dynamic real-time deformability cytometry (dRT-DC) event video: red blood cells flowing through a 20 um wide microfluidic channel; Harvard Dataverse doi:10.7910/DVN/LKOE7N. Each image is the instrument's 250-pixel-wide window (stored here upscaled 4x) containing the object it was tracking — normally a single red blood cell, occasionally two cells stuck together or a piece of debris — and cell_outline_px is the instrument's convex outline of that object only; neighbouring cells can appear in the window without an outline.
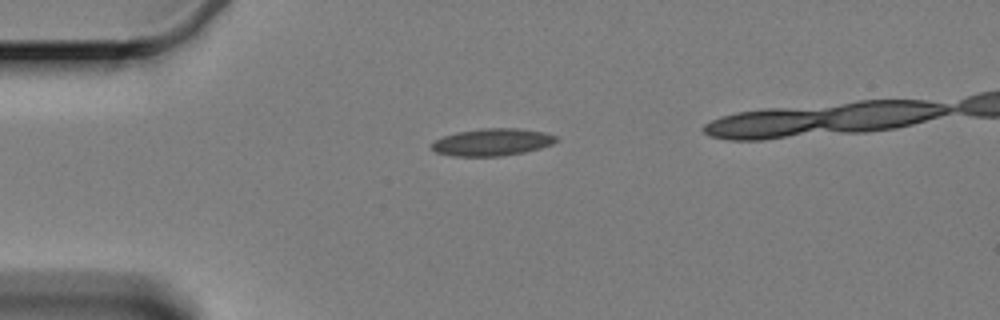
{"species": "Egyptian fruit bat (a non-hibernating species)", "species_latin": "Rousettus aegyptiacus", "temperature_condition": "cold", "stored_images_in_passage": 9, "camera_frame_rate_fps": 3000, "um_per_image_px": 0.085, "animal": {"sex": "female"}, "frame": {"image": 1, "passage_image": 7, "time_ms": 2.0, "image_size_px": [1000, 320], "cell_outline_px": [[824, 124], [792, 132], [772, 136], [732, 136], [760, 112], [800, 112], [820, 120]], "centroid_in_image_um": [66.08, 10.54], "position_along_channel_um": 18.9, "area_um2": 10.52}}